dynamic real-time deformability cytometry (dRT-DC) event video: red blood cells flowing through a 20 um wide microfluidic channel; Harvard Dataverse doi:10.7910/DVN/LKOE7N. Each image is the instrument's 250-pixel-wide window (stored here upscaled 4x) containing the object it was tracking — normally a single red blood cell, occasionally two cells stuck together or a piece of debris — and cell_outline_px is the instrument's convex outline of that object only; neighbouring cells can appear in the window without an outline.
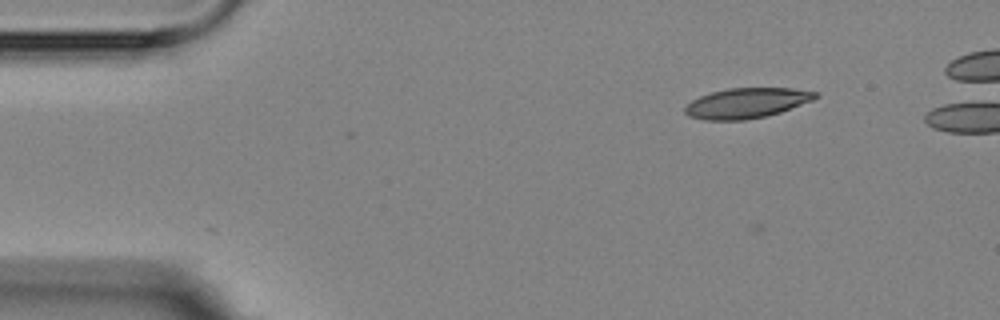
{"species": "Egyptian fruit bat (a non-hibernating species)", "species_latin": "Rousettus aegyptiacus", "temperature_condition": "room temperature", "stored_images_in_passage": 16, "camera_frame_rate_fps": 3000, "um_per_image_px": 0.085, "animal": {"sex": "female"}, "frame": {"image": 1, "passage_image": 3, "time_ms": 2.333, "image_size_px": [1000, 320], "cell_outline_px": [[820, 96], [812, 100], [780, 112], [768, 116], [744, 120], [704, 120], [688, 116], [684, 112], [684, 108], [692, 100], [700, 96], [712, 92], [728, 88], [792, 88], [820, 92]], "centroid_in_image_um": [63.48, 8.76], "position_along_channel_um": 21.5, "area_um2": 23.0}}
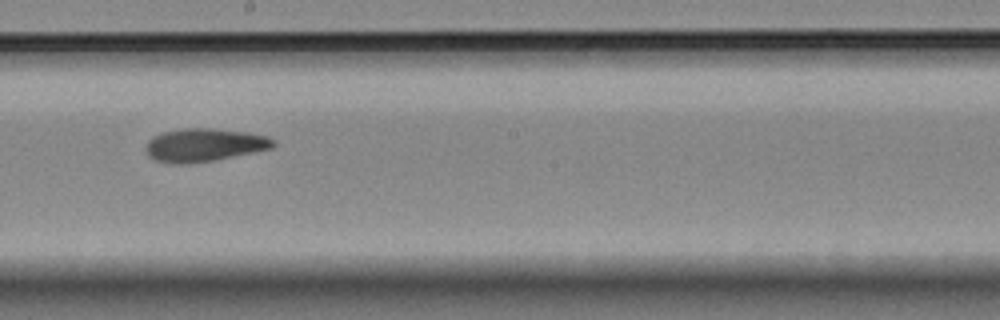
{"frame": {"image": 2, "passage_image": 10, "time_ms": 10.333, "image_size_px": [1000, 320], "cell_outline_px": [[276, 144], [272, 148], [212, 160], [184, 164], [172, 164], [156, 160], [148, 156], [144, 148], [148, 140], [152, 136], [164, 132], [184, 128], [212, 128], [244, 132], [268, 136], [276, 140]], "centroid_in_image_um": [17.32, 12.32], "position_along_channel_um": 230.9, "area_um2": 24.51}}
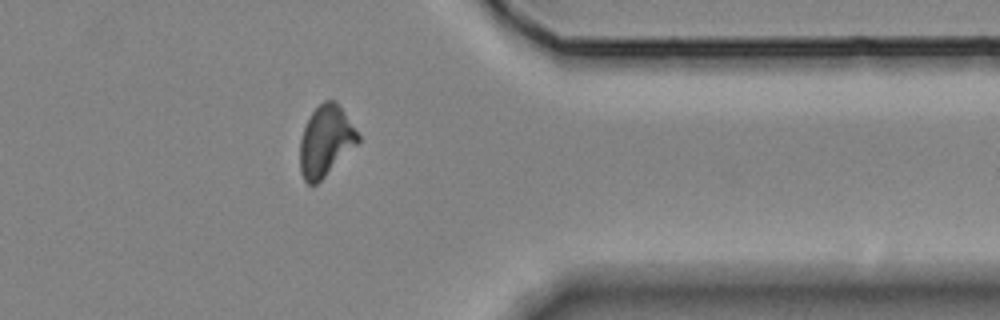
{"frame": {"image": 3, "passage_image": 14, "time_ms": 15.0, "image_size_px": [1000, 320], "cell_outline_px": [[360, 140], [316, 184], [308, 184], [304, 180], [300, 172], [300, 140], [304, 128], [312, 112], [324, 100], [336, 100], [360, 136]], "centroid_in_image_um": [27.66, 11.97], "position_along_channel_um": 383.7, "area_um2": 23.35}}